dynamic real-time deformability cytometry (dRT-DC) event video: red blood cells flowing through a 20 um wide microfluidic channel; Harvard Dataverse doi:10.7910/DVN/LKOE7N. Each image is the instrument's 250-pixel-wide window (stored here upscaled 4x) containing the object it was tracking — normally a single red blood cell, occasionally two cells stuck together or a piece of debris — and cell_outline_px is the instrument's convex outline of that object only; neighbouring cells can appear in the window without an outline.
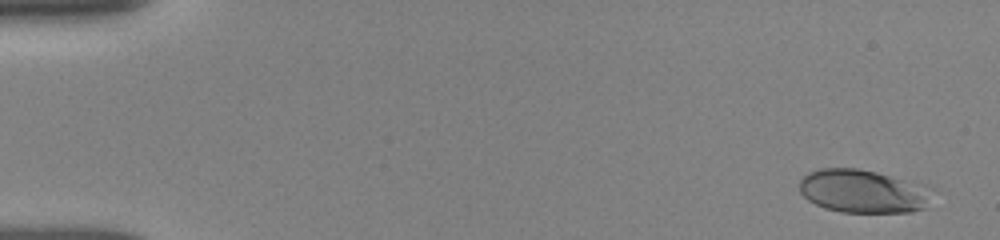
{"species": "human", "species_latin": "Homo sapiens", "temperature_condition": "room temperature", "stored_images_in_passage": 9, "camera_frame_rate_fps": 3000, "um_per_image_px": 0.085, "donor": {"sex": "female"}, "frame": {"image": 1, "passage_image": 1, "time_ms": 0.0, "image_size_px": [1000, 240], "cell_outline_px": [[932, 188], [924, 208], [912, 212], [840, 212], [824, 208], [808, 200], [800, 192], [800, 180], [808, 172], [820, 168], [856, 168], [876, 172], [928, 184]], "centroid_in_image_um": [73.36, 16.24], "position_along_channel_um": 11.6, "area_um2": 33.7}}
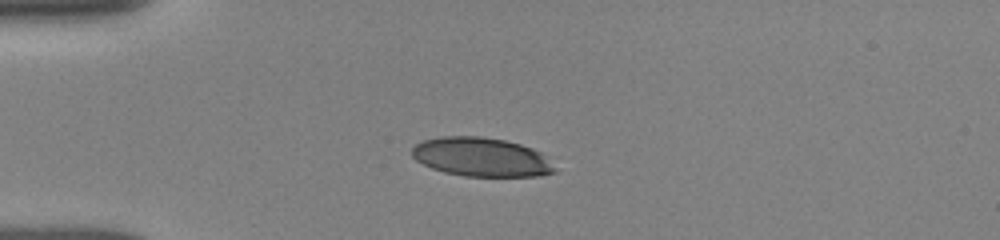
{"frame": {"image": 2, "passage_image": 6, "time_ms": 3.667, "image_size_px": [1000, 240], "cell_outline_px": [[556, 172], [540, 176], [464, 176], [444, 172], [432, 168], [416, 160], [412, 156], [412, 148], [416, 144], [424, 140], [440, 136], [480, 136], [504, 140], [520, 144], [532, 148], [540, 152], [556, 168]], "centroid_in_image_um": [40.91, 13.35], "position_along_channel_um": 44.1, "area_um2": 32.31}}
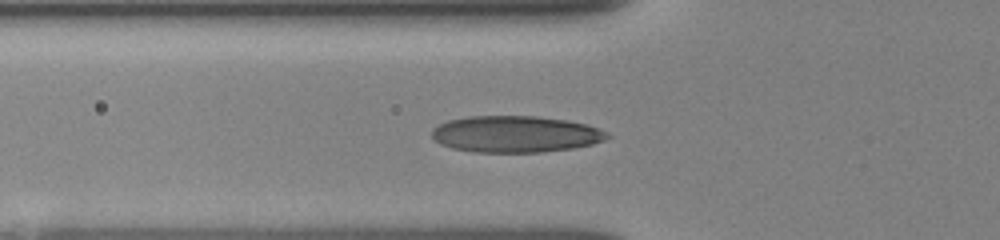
{"frame": {"image": 3, "passage_image": 8, "time_ms": 5.333, "image_size_px": [1000, 240], "cell_outline_px": [[612, 136], [604, 140], [592, 144], [572, 148], [540, 152], [472, 152], [452, 148], [440, 144], [432, 136], [432, 128], [448, 120], [468, 116], [536, 116], [564, 120], [584, 124], [608, 132]], "centroid_in_image_um": [43.79, 11.4], "position_along_channel_um": 82.0, "area_um2": 37.22}}